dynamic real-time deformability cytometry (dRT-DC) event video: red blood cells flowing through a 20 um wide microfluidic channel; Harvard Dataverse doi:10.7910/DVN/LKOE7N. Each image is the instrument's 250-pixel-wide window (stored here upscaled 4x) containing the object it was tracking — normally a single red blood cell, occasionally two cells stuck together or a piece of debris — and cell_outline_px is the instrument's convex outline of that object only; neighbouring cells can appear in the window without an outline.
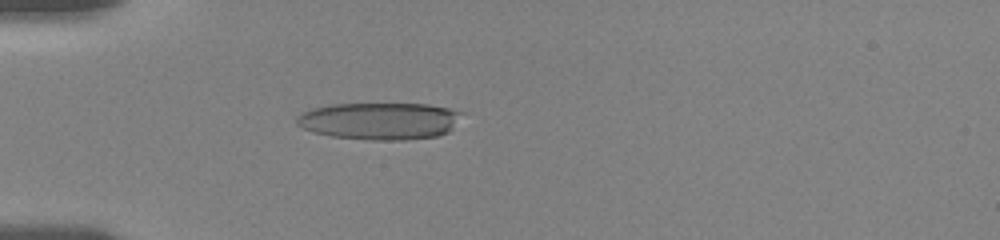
{"species": "human", "species_latin": "Homo sapiens", "temperature_condition": "room temperature", "stored_images_in_passage": 50, "camera_frame_rate_fps": 3000, "um_per_image_px": 0.085, "donor": {"sex": "female"}, "frame": {"image": 1, "passage_image": 11, "time_ms": 3.333, "image_size_px": [1000, 240], "cell_outline_px": [[464, 112], [448, 132], [436, 136], [404, 140], [372, 140], [332, 136], [316, 132], [304, 128], [296, 124], [296, 116], [312, 108], [332, 104], [428, 104], [448, 108]], "centroid_in_image_um": [32.27, 10.27], "position_along_channel_um": 52.7, "area_um2": 35.49}}
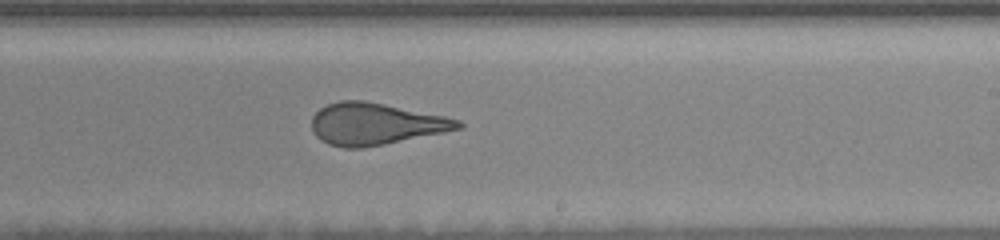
{"frame": {"image": 2, "passage_image": 29, "time_ms": 9.333, "image_size_px": [1000, 240], "cell_outline_px": [[464, 128], [384, 144], [360, 148], [344, 148], [328, 144], [320, 140], [312, 132], [312, 116], [320, 108], [328, 104], [340, 100], [364, 100], [444, 116], [460, 120], [464, 124]], "centroid_in_image_um": [31.89, 10.53], "position_along_channel_um": 257.1, "area_um2": 35.6}}
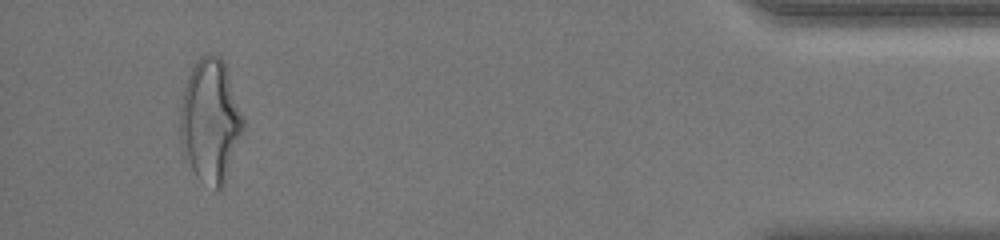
{"frame": {"image": 3, "passage_image": 47, "time_ms": 15.333, "image_size_px": [1000, 240], "cell_outline_px": [[244, 132], [224, 184], [216, 192], [200, 180], [196, 176], [184, 156], [180, 136], [180, 108], [184, 88], [188, 76], [196, 60], [200, 56], [208, 52], [216, 52], [224, 60], [244, 116]], "centroid_in_image_um": [17.9, 10.25], "position_along_channel_um": 417.3, "area_um2": 46.07}, "authors_computed_cell_mechanics": {"area_um2": 36.125, "velocity_mm_per_s": 3.6435, "shape_relaxation_time_tau1_ms": 6.5176, "shape_relaxation_time_tau2_ms": 1.2624, "deformation_change_tau1": 0.2433, "deformation_change_tau2": 0.118}}